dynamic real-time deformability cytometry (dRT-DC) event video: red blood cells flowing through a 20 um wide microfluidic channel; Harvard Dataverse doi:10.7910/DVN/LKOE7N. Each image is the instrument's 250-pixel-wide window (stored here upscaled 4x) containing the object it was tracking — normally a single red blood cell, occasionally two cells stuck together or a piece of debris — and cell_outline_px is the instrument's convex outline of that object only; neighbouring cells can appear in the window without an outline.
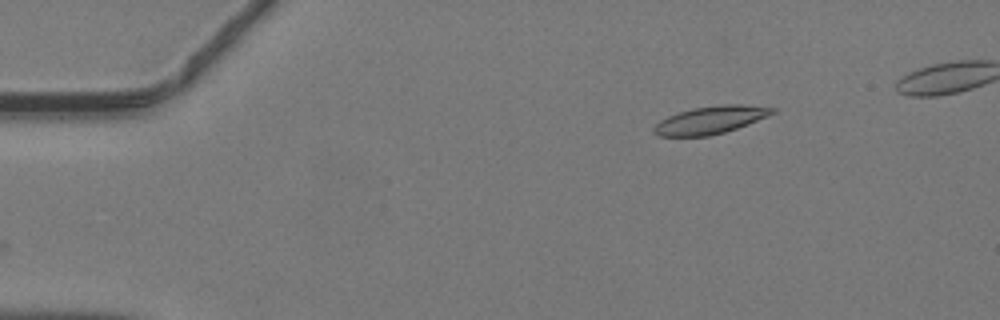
{"species": "common noctule bat (a hibernating species)", "species_latin": "Nyctalus noctula", "temperature_condition": "warm", "stored_images_in_passage": 38, "camera_frame_rate_fps": 3000, "um_per_image_px": 0.085, "animal": {"sex": "male", "body_mass_g": 19.2, "forearm_length_mm": 51.8}, "frame": {"image": 1, "passage_image": 1, "time_ms": 0.0, "image_size_px": [1000, 320], "cell_outline_px": [[776, 112], [768, 116], [748, 124], [724, 132], [708, 136], [656, 136], [652, 132], [652, 128], [660, 120], [668, 116], [692, 108], [724, 104], [744, 104], [776, 108]], "centroid_in_image_um": [60.38, 10.2], "position_along_channel_um": 24.6, "area_um2": 19.13}}
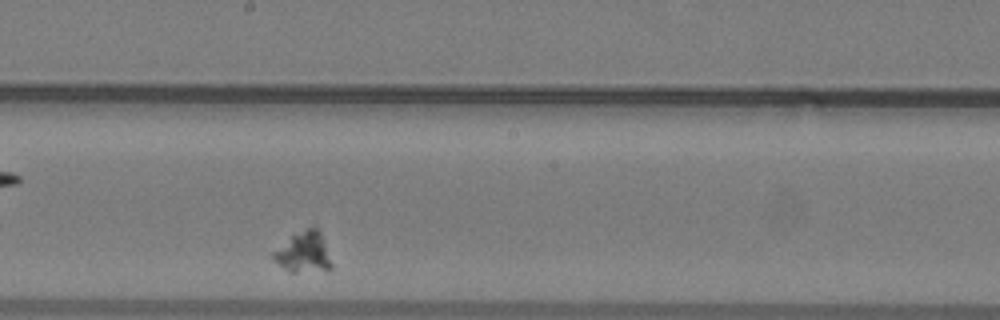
{"frame": {"image": 2, "passage_image": 22, "time_ms": 7.0, "image_size_px": [1000, 320], "cell_outline_px": [[332, 268], [296, 272], [288, 272], [272, 260], [272, 252], [292, 236], [312, 224], [320, 232], [332, 264]], "centroid_in_image_um": [25.77, 21.44], "position_along_channel_um": 222.4, "area_um2": 13.53}}
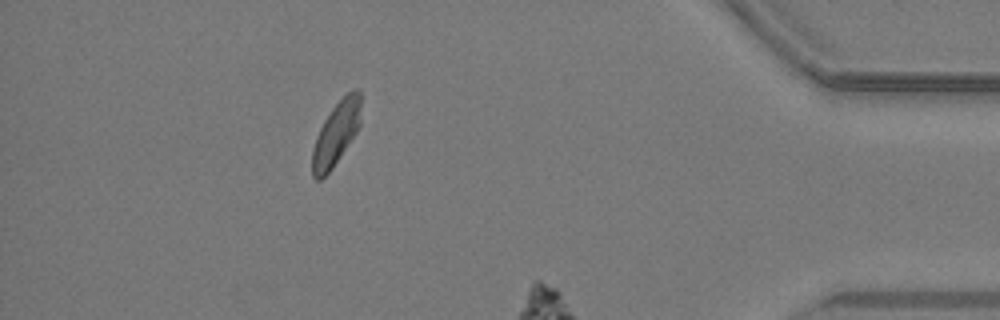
{"frame": {"image": 3, "passage_image": 36, "time_ms": 11.667, "image_size_px": [1000, 320], "cell_outline_px": [[360, 124], [356, 132], [332, 168], [320, 180], [316, 180], [312, 176], [312, 148], [316, 136], [324, 120], [332, 108], [352, 88], [356, 88], [360, 92]], "centroid_in_image_um": [28.55, 11.35], "position_along_channel_um": 406.7, "area_um2": 17.74}}